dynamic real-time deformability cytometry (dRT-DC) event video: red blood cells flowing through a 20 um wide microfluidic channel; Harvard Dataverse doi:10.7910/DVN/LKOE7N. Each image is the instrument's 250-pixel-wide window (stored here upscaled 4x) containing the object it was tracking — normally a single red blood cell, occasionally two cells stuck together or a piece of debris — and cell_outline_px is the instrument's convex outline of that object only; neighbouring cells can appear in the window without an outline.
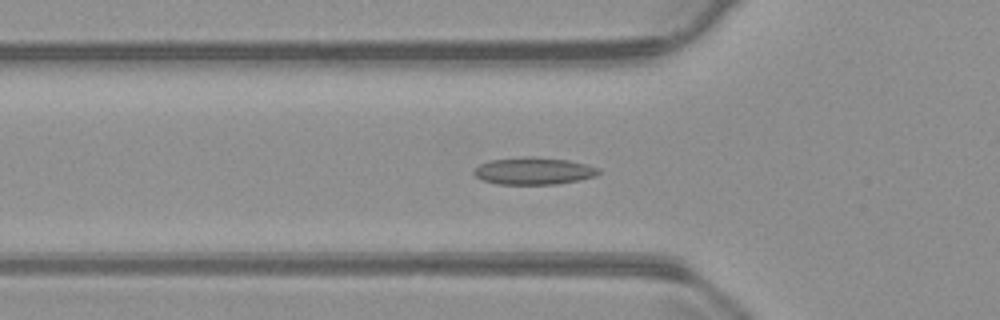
{"species": "common noctule bat (a hibernating species)", "species_latin": "Nyctalus noctula", "temperature_condition": "warm", "stored_images_in_passage": 46, "camera_frame_rate_fps": 3000, "um_per_image_px": 0.085, "animal": {"sex": "male", "body_mass_g": 23.1, "forearm_length_mm": 52.7}, "frame": {"image": 1, "passage_image": 8, "time_ms": 2.333, "image_size_px": [1000, 320], "cell_outline_px": [[600, 172], [596, 176], [580, 180], [556, 184], [496, 184], [484, 180], [476, 176], [472, 172], [480, 164], [492, 160], [524, 156], [532, 156], [568, 160], [600, 168]], "centroid_in_image_um": [45.38, 14.53], "position_along_channel_um": 80.4, "area_um2": 19.71}}
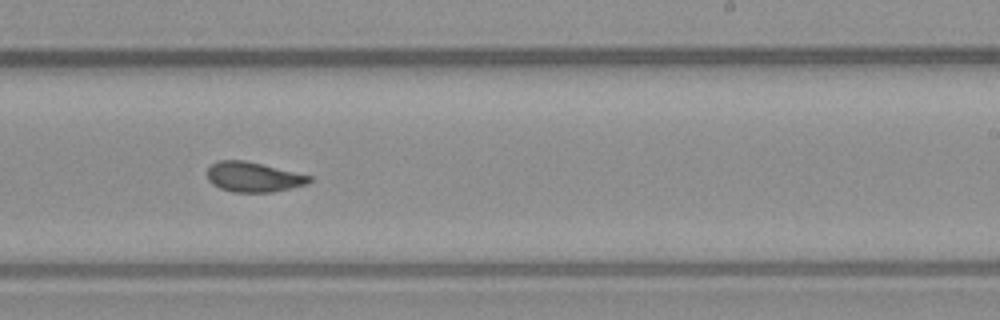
{"frame": {"image": 2, "passage_image": 23, "time_ms": 7.333, "image_size_px": [1000, 320], "cell_outline_px": [[312, 180], [308, 184], [272, 192], [232, 192], [220, 188], [212, 184], [208, 180], [208, 168], [216, 160], [244, 160], [312, 176]], "centroid_in_image_um": [21.53, 15.05], "position_along_channel_um": 267.5, "area_um2": 17.74}}
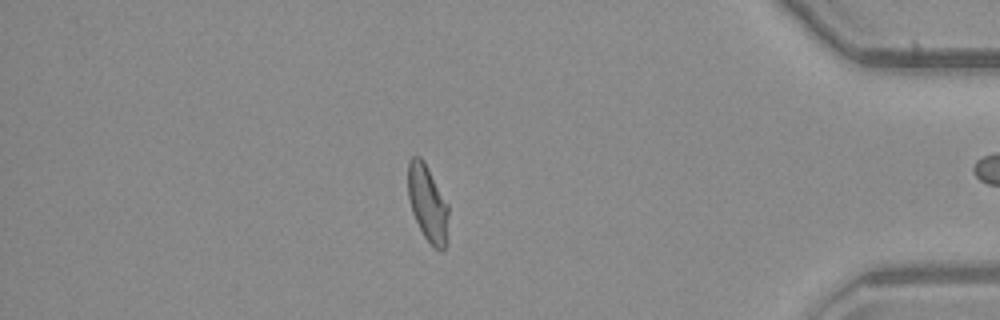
{"frame": {"image": 3, "passage_image": 37, "time_ms": 12.0, "image_size_px": [1000, 320], "cell_outline_px": [[448, 244], [440, 252], [424, 236], [412, 212], [408, 196], [408, 164], [412, 156], [420, 156], [424, 160], [448, 204]], "centroid_in_image_um": [36.37, 17.29], "position_along_channel_um": 398.8, "area_um2": 18.09}, "authors_computed_cell_mechanics": {"area_um2": 18.1781, "velocity_mm_per_s": 3.7233, "shape_relaxation_time_tau1_ms": null, "shape_relaxation_time_tau2_ms": 1.2834, "deformation_change_tau1": null, "deformation_change_tau2": 0.066}}